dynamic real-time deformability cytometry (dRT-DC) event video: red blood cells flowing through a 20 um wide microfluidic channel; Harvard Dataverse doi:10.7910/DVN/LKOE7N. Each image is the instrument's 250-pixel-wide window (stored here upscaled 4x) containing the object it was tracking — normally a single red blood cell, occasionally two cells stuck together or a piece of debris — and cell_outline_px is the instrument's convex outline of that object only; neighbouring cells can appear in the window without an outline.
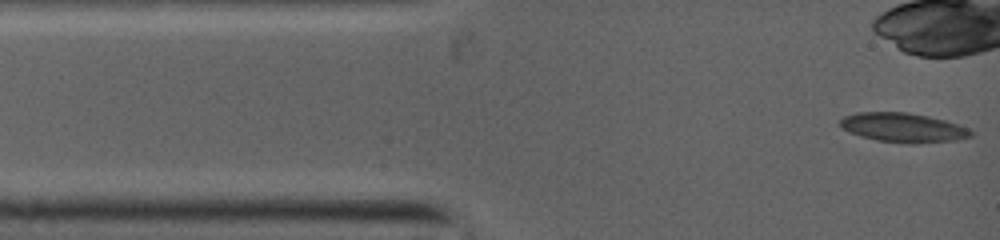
{"species": "common noctule bat (a hibernating species)", "species_latin": "Nyctalus noctula", "temperature_condition": "warm", "stored_images_in_passage": 70, "camera_frame_rate_fps": 5000, "um_per_image_px": 0.085, "animal": {"sex": "female", "body_mass_g": 19.0, "forearm_length_mm": 53.3}, "frame": {"image": 1, "passage_image": 1, "time_ms": 0.0, "image_size_px": [1000, 240], "cell_outline_px": [[972, 136], [952, 140], [880, 140], [864, 136], [852, 132], [844, 128], [840, 124], [840, 120], [844, 116], [860, 112], [904, 112], [928, 116], [944, 120], [956, 124], [972, 132]], "centroid_in_image_um": [76.71, 10.77], "position_along_channel_um": 8.3, "area_um2": 20.52}}
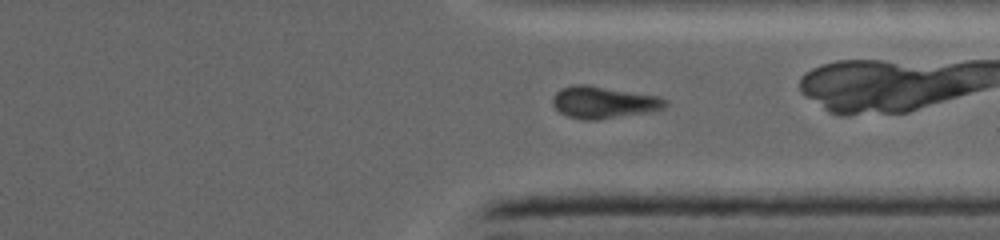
{"frame": {"image": 2, "passage_image": 48, "time_ms": 9.2, "image_size_px": [1000, 240], "cell_outline_px": [[668, 104], [664, 108], [644, 112], [596, 120], [588, 120], [568, 116], [560, 112], [552, 104], [552, 100], [556, 92], [564, 88], [576, 84], [588, 84], [656, 96], [664, 100]], "centroid_in_image_um": [51.26, 8.69], "position_along_channel_um": 360.1, "area_um2": 20.46}}
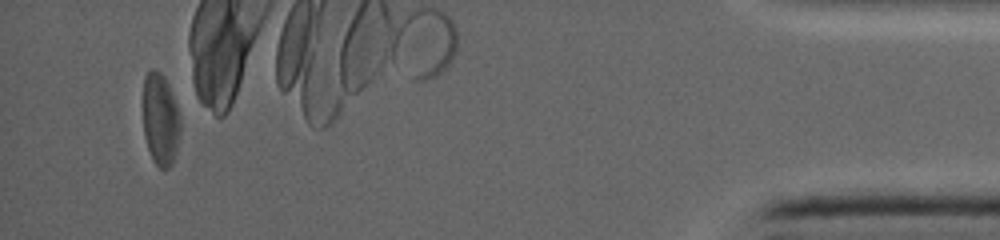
{"frame": {"image": 3, "passage_image": 66, "time_ms": 12.8, "image_size_px": [1000, 240], "cell_outline_px": [[180, 124], [176, 148], [172, 160], [168, 168], [160, 168], [152, 160], [144, 136], [144, 76], [148, 72], [160, 72], [164, 76], [168, 84], [180, 116]], "centroid_in_image_um": [13.62, 10.16], "position_along_channel_um": 421.6, "area_um2": 19.36}}